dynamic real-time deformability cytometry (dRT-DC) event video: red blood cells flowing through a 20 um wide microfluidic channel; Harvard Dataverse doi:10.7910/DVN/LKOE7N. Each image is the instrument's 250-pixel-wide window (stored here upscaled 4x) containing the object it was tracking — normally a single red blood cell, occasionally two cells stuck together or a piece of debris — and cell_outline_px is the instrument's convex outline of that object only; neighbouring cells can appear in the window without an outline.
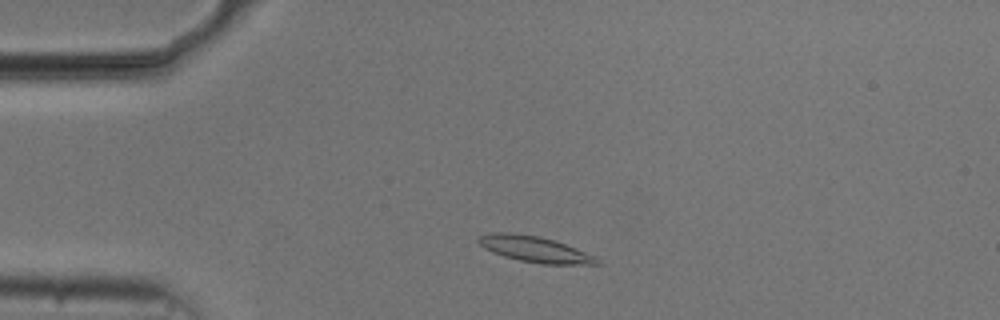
{"species": "common noctule bat (a hibernating species)", "species_latin": "Nyctalus noctula", "temperature_condition": "cold", "stored_images_in_passage": 48, "camera_frame_rate_fps": 3000, "um_per_image_px": 0.085, "animal": {"sex": "male", "body_mass_g": 20.5, "forearm_length_mm": 52.5}, "frame": {"image": 1, "passage_image": 6, "time_ms": 1.667, "image_size_px": [1000, 320], "cell_outline_px": [[600, 264], [540, 264], [520, 260], [504, 256], [492, 252], [484, 248], [476, 240], [480, 236], [492, 232], [512, 232], [540, 236], [564, 244], [596, 256], [600, 260]], "centroid_in_image_um": [45.43, 21.18], "position_along_channel_um": 39.6, "area_um2": 17.8}}
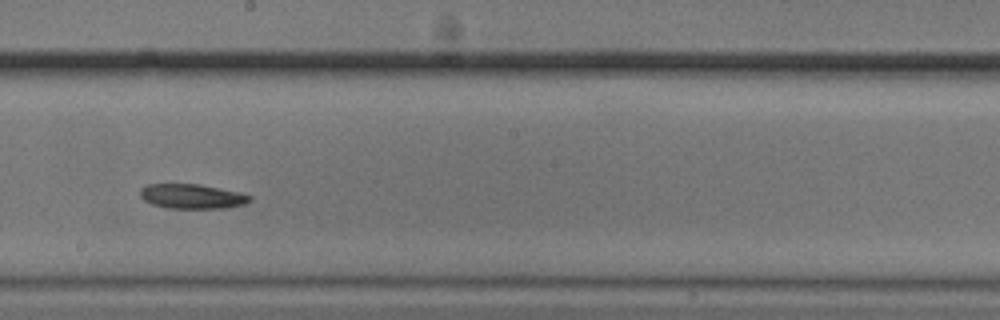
{"frame": {"image": 2, "passage_image": 24, "time_ms": 7.667, "image_size_px": [1000, 320], "cell_outline_px": [[252, 200], [244, 204], [224, 208], [168, 208], [152, 204], [144, 200], [140, 196], [140, 188], [148, 184], [200, 184], [240, 192], [252, 196]], "centroid_in_image_um": [16.33, 16.68], "position_along_channel_um": 231.9, "area_um2": 15.78}}
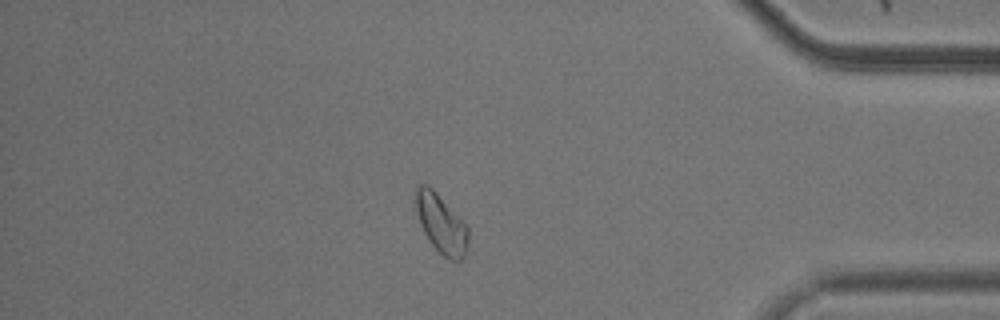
{"frame": {"image": 3, "passage_image": 40, "time_ms": 13.0, "image_size_px": [1000, 320], "cell_outline_px": [[468, 252], [460, 260], [452, 260], [444, 256], [428, 240], [420, 224], [412, 200], [412, 192], [420, 184], [428, 184], [468, 224]], "centroid_in_image_um": [37.48, 18.96], "position_along_channel_um": 397.7, "area_um2": 18.61}}